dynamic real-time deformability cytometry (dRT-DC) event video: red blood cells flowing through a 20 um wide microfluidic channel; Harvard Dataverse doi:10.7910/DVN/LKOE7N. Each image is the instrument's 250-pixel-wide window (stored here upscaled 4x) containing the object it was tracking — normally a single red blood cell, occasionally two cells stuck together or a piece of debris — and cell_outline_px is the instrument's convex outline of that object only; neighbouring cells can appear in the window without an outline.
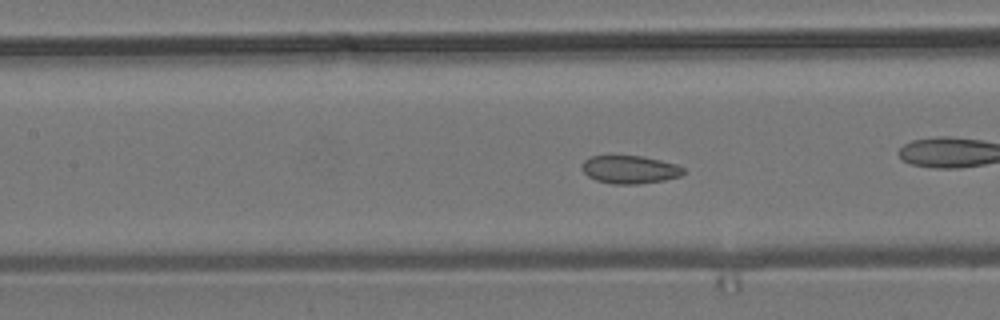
{"species": "common noctule bat (a hibernating species)", "species_latin": "Nyctalus noctula", "temperature_condition": "room temperature", "stored_images_in_passage": 56, "camera_frame_rate_fps": 3000, "um_per_image_px": 0.085, "animal": {"sex": "male", "body_mass_g": 19.2, "forearm_length_mm": 51.8}, "frame": {"image": 1, "passage_image": 24, "time_ms": 7.667, "image_size_px": [1000, 320], "cell_outline_px": [[684, 172], [680, 176], [664, 180], [636, 184], [612, 184], [596, 180], [588, 176], [584, 172], [584, 160], [592, 156], [644, 156], [676, 164], [684, 168]], "centroid_in_image_um": [53.56, 14.41], "position_along_channel_um": 153.8, "area_um2": 16.36}, "authors_computed_cell_mechanics": {"area_um2": 16.8776, "velocity_mm_per_s": 3.7118, "shape_relaxation_time_tau1_ms": null, "shape_relaxation_time_tau2_ms": 2.4271, "deformation_change_tau1": null, "deformation_change_tau2": 0.0712}}